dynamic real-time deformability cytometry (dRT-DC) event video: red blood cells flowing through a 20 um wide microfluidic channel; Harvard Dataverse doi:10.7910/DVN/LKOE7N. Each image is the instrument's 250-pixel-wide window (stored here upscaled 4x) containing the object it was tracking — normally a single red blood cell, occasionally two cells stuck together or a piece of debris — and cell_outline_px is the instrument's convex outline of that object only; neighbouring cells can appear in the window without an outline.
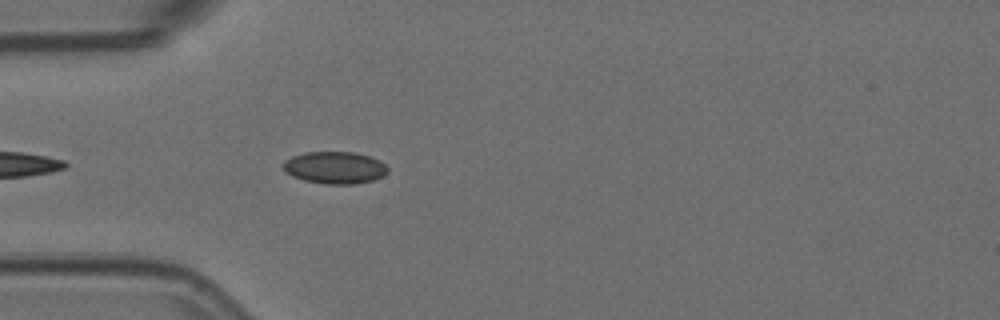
{"species": "Egyptian fruit bat (a non-hibernating species)", "species_latin": "Rousettus aegyptiacus", "temperature_condition": "room temperature", "stored_images_in_passage": 11, "camera_frame_rate_fps": 3000, "um_per_image_px": 0.085, "animal": {"sex": "female"}, "frame": {"image": 1, "passage_image": 4, "time_ms": 1.0, "image_size_px": [1000, 320], "cell_outline_px": [[388, 172], [384, 176], [372, 180], [356, 184], [324, 184], [304, 180], [292, 176], [284, 172], [280, 164], [284, 160], [292, 156], [304, 152], [356, 152], [380, 160], [388, 168]], "centroid_in_image_um": [28.42, 14.25], "position_along_channel_um": 56.6, "area_um2": 19.88}}
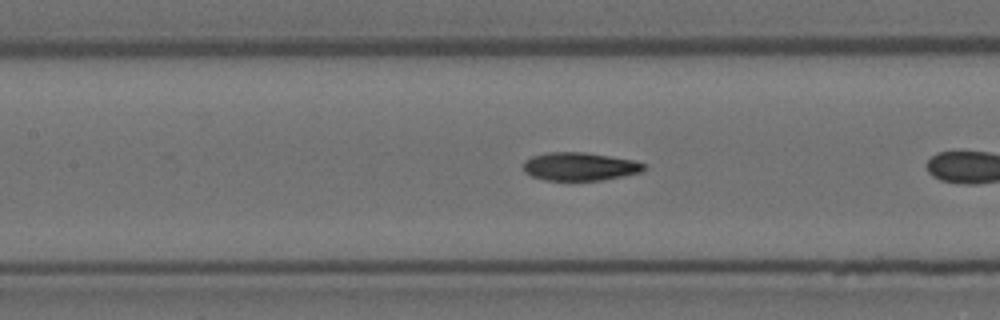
{"frame": {"image": 2, "passage_image": 10, "time_ms": 3.0, "image_size_px": [1000, 320], "cell_outline_px": [[648, 168], [640, 172], [624, 176], [604, 180], [544, 180], [532, 176], [524, 172], [524, 160], [532, 156], [548, 152], [584, 152], [632, 160], [644, 164]], "centroid_in_image_um": [49.27, 14.16], "position_along_channel_um": 158.1, "area_um2": 19.77}}